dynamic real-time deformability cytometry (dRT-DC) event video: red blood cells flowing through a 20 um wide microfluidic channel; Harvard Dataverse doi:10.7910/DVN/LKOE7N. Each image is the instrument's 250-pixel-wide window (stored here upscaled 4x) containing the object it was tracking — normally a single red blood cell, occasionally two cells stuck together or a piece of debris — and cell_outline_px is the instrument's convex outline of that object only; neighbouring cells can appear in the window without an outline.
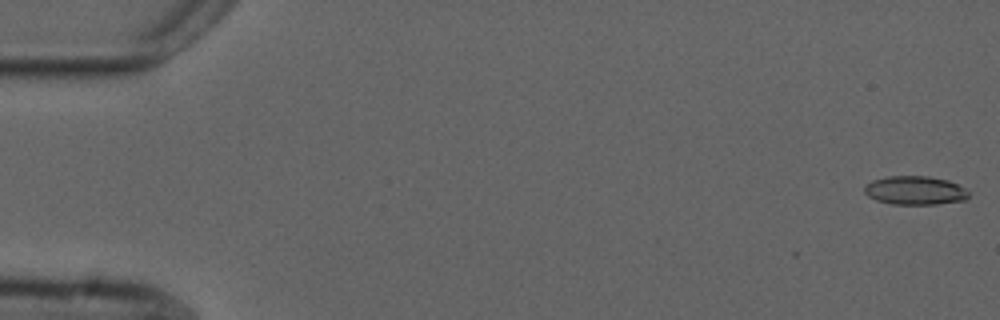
{"species": "common noctule bat (a hibernating species)", "species_latin": "Nyctalus noctula", "temperature_condition": "cold", "stored_images_in_passage": 55, "camera_frame_rate_fps": 3000, "um_per_image_px": 0.085, "animal": {"sex": "male", "forearm_length_mm": 52.5}, "frame": {"image": 1, "passage_image": 1, "time_ms": 0.0, "image_size_px": [1000, 320], "cell_outline_px": [[968, 196], [964, 200], [936, 204], [892, 204], [876, 200], [868, 196], [864, 192], [864, 184], [872, 180], [888, 176], [928, 176], [948, 180], [964, 188], [968, 192]], "centroid_in_image_um": [77.73, 16.18], "position_along_channel_um": 7.3, "area_um2": 17.4}}
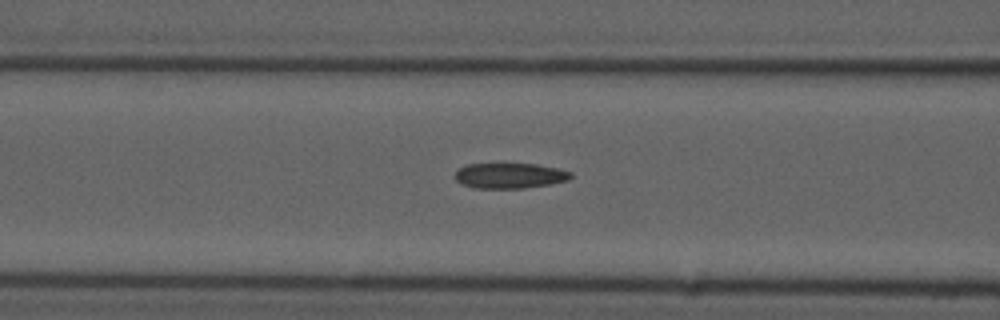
{"frame": {"image": 2, "passage_image": 22, "time_ms": 7.0, "image_size_px": [1000, 320], "cell_outline_px": [[572, 176], [568, 180], [548, 184], [524, 188], [472, 188], [460, 184], [452, 176], [460, 168], [468, 164], [536, 164], [560, 168], [572, 172]], "centroid_in_image_um": [43.31, 14.93], "position_along_channel_um": 123.3, "area_um2": 17.22}}
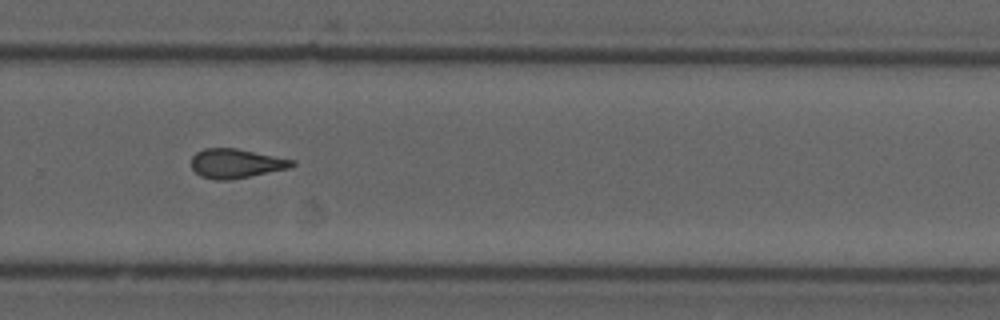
{"frame": {"image": 3, "passage_image": 37, "time_ms": 12.0, "image_size_px": [1000, 320], "cell_outline_px": [[296, 164], [292, 168], [228, 180], [212, 180], [200, 176], [192, 168], [192, 156], [196, 152], [204, 148], [236, 148], [296, 160]], "centroid_in_image_um": [20.08, 13.89], "position_along_channel_um": 309.7, "area_um2": 17.34}, "authors_computed_cell_mechanics": {"area_um2": 17.3978, "velocity_mm_per_s": 3.7409, "shape_relaxation_time_tau1_ms": null, "shape_relaxation_time_tau2_ms": 3.4277, "deformation_change_tau1": null, "deformation_change_tau2": 0.1068}}